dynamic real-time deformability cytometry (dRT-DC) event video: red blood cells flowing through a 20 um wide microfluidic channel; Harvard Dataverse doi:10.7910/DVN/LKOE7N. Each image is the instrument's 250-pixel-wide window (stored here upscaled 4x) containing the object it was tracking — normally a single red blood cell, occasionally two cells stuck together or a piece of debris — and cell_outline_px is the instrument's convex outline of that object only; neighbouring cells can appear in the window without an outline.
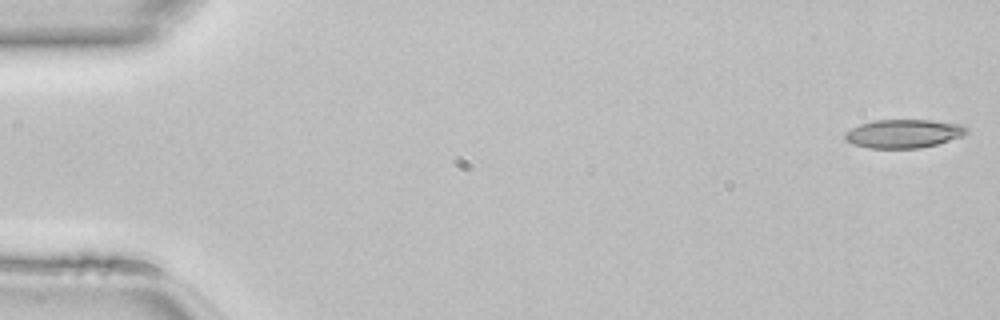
{"species": "common noctule bat (a hibernating species)", "species_latin": "Nyctalus noctula", "temperature_condition": "room temperature", "stored_images_in_passage": 30, "camera_frame_rate_fps": 3000, "um_per_image_px": 0.085, "animal": {"sex": "female", "body_mass_g": 22.7, "forearm_length_mm": 54.2}, "frame": {"image": 1, "passage_image": 1, "time_ms": 0.0, "image_size_px": [1000, 320], "cell_outline_px": [[968, 132], [964, 136], [936, 144], [920, 148], [868, 148], [852, 144], [844, 140], [844, 132], [860, 124], [876, 120], [932, 120], [964, 124], [968, 128]], "centroid_in_image_um": [76.82, 11.35], "position_along_channel_um": 8.2, "area_um2": 20.46}}
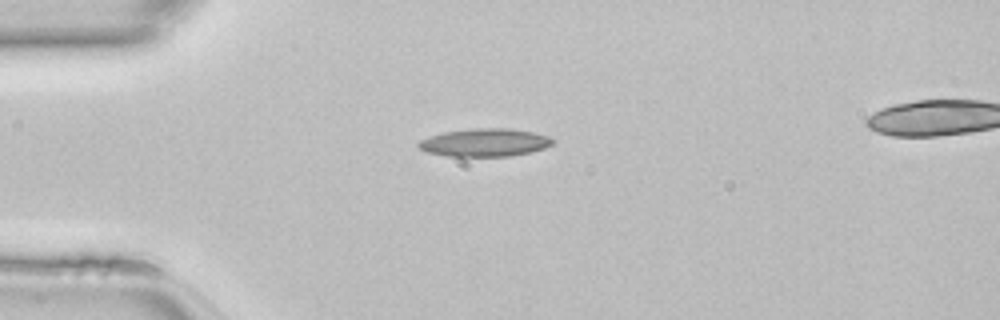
{"frame": {"image": 2, "passage_image": 12, "time_ms": 3.667, "image_size_px": [1000, 320], "cell_outline_px": [[556, 140], [552, 144], [544, 148], [532, 152], [512, 156], [448, 156], [428, 152], [420, 148], [416, 144], [420, 140], [428, 136], [444, 132], [472, 128], [508, 128], [532, 132], [552, 136]], "centroid_in_image_um": [41.25, 12.11], "position_along_channel_um": 43.8, "area_um2": 22.02}}
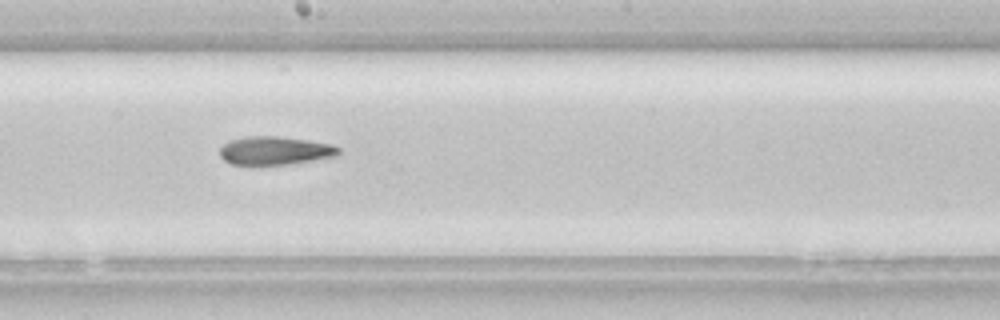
{"frame": {"image": 3, "passage_image": 26, "time_ms": 8.333, "image_size_px": [1000, 320], "cell_outline_px": [[340, 152], [336, 156], [288, 164], [232, 164], [224, 160], [220, 156], [220, 148], [228, 140], [248, 136], [276, 136], [308, 140], [332, 144], [340, 148]], "centroid_in_image_um": [23.36, 12.79], "position_along_channel_um": 224.8, "area_um2": 19.48}}